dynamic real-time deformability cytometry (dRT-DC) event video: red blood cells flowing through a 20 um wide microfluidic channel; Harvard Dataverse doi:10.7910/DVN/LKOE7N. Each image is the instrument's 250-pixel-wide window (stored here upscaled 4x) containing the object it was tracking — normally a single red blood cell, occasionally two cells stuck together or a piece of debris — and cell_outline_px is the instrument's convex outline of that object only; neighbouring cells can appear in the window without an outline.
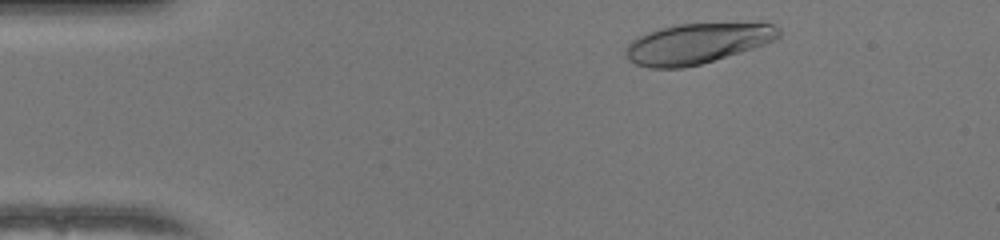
{"species": "human", "species_latin": "Homo sapiens", "temperature_condition": "warm", "stored_images_in_passage": 37, "camera_frame_rate_fps": 3000, "um_per_image_px": 0.085, "donor": {"sex": "female"}, "frame": {"image": 1, "passage_image": 3, "time_ms": 0.667, "image_size_px": [1000, 240], "cell_outline_px": [[780, 36], [776, 40], [740, 52], [700, 64], [684, 68], [648, 68], [636, 64], [628, 60], [624, 52], [624, 48], [632, 40], [648, 32], [660, 28], [676, 24], [756, 20], [764, 20], [780, 28]], "centroid_in_image_um": [59.34, 3.64], "position_along_channel_um": 25.7, "area_um2": 37.11}}
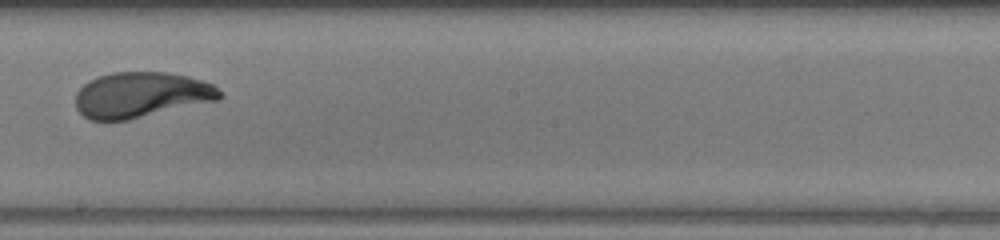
{"frame": {"image": 2, "passage_image": 24, "time_ms": 7.667, "image_size_px": [1000, 240], "cell_outline_px": [[224, 96], [220, 100], [128, 120], [88, 120], [76, 108], [76, 92], [84, 84], [100, 76], [112, 72], [168, 72], [188, 76], [212, 84], [224, 92]], "centroid_in_image_um": [12.04, 8.07], "position_along_channel_um": 236.2, "area_um2": 38.44}}
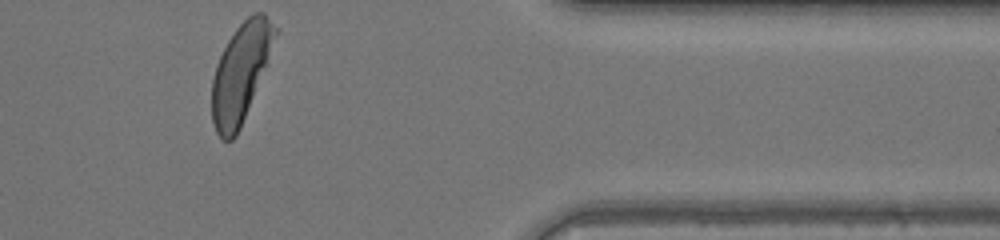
{"frame": {"image": 3, "passage_image": 37, "time_ms": 12.0, "image_size_px": [1000, 240], "cell_outline_px": [[280, 28], [268, 64], [240, 128], [236, 136], [232, 140], [224, 140], [216, 132], [212, 120], [212, 80], [216, 64], [228, 40], [236, 28], [252, 12], [264, 12]], "centroid_in_image_um": [20.51, 6.13], "position_along_channel_um": 390.9, "area_um2": 36.59}, "authors_computed_cell_mechanics": {"area_um2": 37.57, "velocity_mm_per_s": 4.1066, "shape_relaxation_time_tau1_ms": 3.9681, "shape_relaxation_time_tau2_ms": null, "deformation_change_tau1": 0.2137, "deformation_change_tau2": null}}